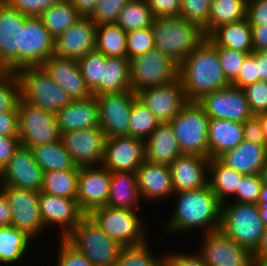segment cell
I'll list each match as a JSON object with an SVG mask.
<instances>
[{
    "label": "cell",
    "mask_w": 267,
    "mask_h": 266,
    "mask_svg": "<svg viewBox=\"0 0 267 266\" xmlns=\"http://www.w3.org/2000/svg\"><path fill=\"white\" fill-rule=\"evenodd\" d=\"M180 17L197 25L205 37L208 36V21L210 15V0H180Z\"/></svg>",
    "instance_id": "obj_46"
},
{
    "label": "cell",
    "mask_w": 267,
    "mask_h": 266,
    "mask_svg": "<svg viewBox=\"0 0 267 266\" xmlns=\"http://www.w3.org/2000/svg\"><path fill=\"white\" fill-rule=\"evenodd\" d=\"M28 18L0 0V71L21 68L22 29Z\"/></svg>",
    "instance_id": "obj_12"
},
{
    "label": "cell",
    "mask_w": 267,
    "mask_h": 266,
    "mask_svg": "<svg viewBox=\"0 0 267 266\" xmlns=\"http://www.w3.org/2000/svg\"><path fill=\"white\" fill-rule=\"evenodd\" d=\"M39 210L45 228L51 229L54 225L60 229L59 238H65L84 216L77 199L53 196L44 192H39Z\"/></svg>",
    "instance_id": "obj_21"
},
{
    "label": "cell",
    "mask_w": 267,
    "mask_h": 266,
    "mask_svg": "<svg viewBox=\"0 0 267 266\" xmlns=\"http://www.w3.org/2000/svg\"><path fill=\"white\" fill-rule=\"evenodd\" d=\"M260 175H261L262 183L267 184V161L262 167Z\"/></svg>",
    "instance_id": "obj_70"
},
{
    "label": "cell",
    "mask_w": 267,
    "mask_h": 266,
    "mask_svg": "<svg viewBox=\"0 0 267 266\" xmlns=\"http://www.w3.org/2000/svg\"><path fill=\"white\" fill-rule=\"evenodd\" d=\"M95 49L106 57L127 58L126 31L116 23L97 25Z\"/></svg>",
    "instance_id": "obj_38"
},
{
    "label": "cell",
    "mask_w": 267,
    "mask_h": 266,
    "mask_svg": "<svg viewBox=\"0 0 267 266\" xmlns=\"http://www.w3.org/2000/svg\"><path fill=\"white\" fill-rule=\"evenodd\" d=\"M43 169L34 159L31 149L20 145L0 172V184L41 191Z\"/></svg>",
    "instance_id": "obj_20"
},
{
    "label": "cell",
    "mask_w": 267,
    "mask_h": 266,
    "mask_svg": "<svg viewBox=\"0 0 267 266\" xmlns=\"http://www.w3.org/2000/svg\"><path fill=\"white\" fill-rule=\"evenodd\" d=\"M129 0H99L90 19L96 24L116 23L119 13Z\"/></svg>",
    "instance_id": "obj_50"
},
{
    "label": "cell",
    "mask_w": 267,
    "mask_h": 266,
    "mask_svg": "<svg viewBox=\"0 0 267 266\" xmlns=\"http://www.w3.org/2000/svg\"><path fill=\"white\" fill-rule=\"evenodd\" d=\"M82 16L71 4L70 0H62L46 8L39 18L51 36L56 39Z\"/></svg>",
    "instance_id": "obj_37"
},
{
    "label": "cell",
    "mask_w": 267,
    "mask_h": 266,
    "mask_svg": "<svg viewBox=\"0 0 267 266\" xmlns=\"http://www.w3.org/2000/svg\"><path fill=\"white\" fill-rule=\"evenodd\" d=\"M0 191L10 206V225L23 230L33 239L47 230L40 216L39 192L6 184H0Z\"/></svg>",
    "instance_id": "obj_11"
},
{
    "label": "cell",
    "mask_w": 267,
    "mask_h": 266,
    "mask_svg": "<svg viewBox=\"0 0 267 266\" xmlns=\"http://www.w3.org/2000/svg\"><path fill=\"white\" fill-rule=\"evenodd\" d=\"M79 169L44 172L40 192L49 195L77 199Z\"/></svg>",
    "instance_id": "obj_39"
},
{
    "label": "cell",
    "mask_w": 267,
    "mask_h": 266,
    "mask_svg": "<svg viewBox=\"0 0 267 266\" xmlns=\"http://www.w3.org/2000/svg\"><path fill=\"white\" fill-rule=\"evenodd\" d=\"M214 46H224L244 53H252L251 25L247 18L215 28L206 37Z\"/></svg>",
    "instance_id": "obj_32"
},
{
    "label": "cell",
    "mask_w": 267,
    "mask_h": 266,
    "mask_svg": "<svg viewBox=\"0 0 267 266\" xmlns=\"http://www.w3.org/2000/svg\"><path fill=\"white\" fill-rule=\"evenodd\" d=\"M257 76L267 82V51H256Z\"/></svg>",
    "instance_id": "obj_63"
},
{
    "label": "cell",
    "mask_w": 267,
    "mask_h": 266,
    "mask_svg": "<svg viewBox=\"0 0 267 266\" xmlns=\"http://www.w3.org/2000/svg\"><path fill=\"white\" fill-rule=\"evenodd\" d=\"M154 17H180V0H145Z\"/></svg>",
    "instance_id": "obj_56"
},
{
    "label": "cell",
    "mask_w": 267,
    "mask_h": 266,
    "mask_svg": "<svg viewBox=\"0 0 267 266\" xmlns=\"http://www.w3.org/2000/svg\"><path fill=\"white\" fill-rule=\"evenodd\" d=\"M136 176L141 199L159 201L175 193L168 165L145 161L136 170Z\"/></svg>",
    "instance_id": "obj_26"
},
{
    "label": "cell",
    "mask_w": 267,
    "mask_h": 266,
    "mask_svg": "<svg viewBox=\"0 0 267 266\" xmlns=\"http://www.w3.org/2000/svg\"><path fill=\"white\" fill-rule=\"evenodd\" d=\"M151 27L155 49L178 64L206 38L197 25L182 17H154Z\"/></svg>",
    "instance_id": "obj_3"
},
{
    "label": "cell",
    "mask_w": 267,
    "mask_h": 266,
    "mask_svg": "<svg viewBox=\"0 0 267 266\" xmlns=\"http://www.w3.org/2000/svg\"><path fill=\"white\" fill-rule=\"evenodd\" d=\"M209 158L196 154H180L170 165L175 193L201 189L208 185Z\"/></svg>",
    "instance_id": "obj_25"
},
{
    "label": "cell",
    "mask_w": 267,
    "mask_h": 266,
    "mask_svg": "<svg viewBox=\"0 0 267 266\" xmlns=\"http://www.w3.org/2000/svg\"><path fill=\"white\" fill-rule=\"evenodd\" d=\"M141 195L134 172H111L107 206L139 211Z\"/></svg>",
    "instance_id": "obj_31"
},
{
    "label": "cell",
    "mask_w": 267,
    "mask_h": 266,
    "mask_svg": "<svg viewBox=\"0 0 267 266\" xmlns=\"http://www.w3.org/2000/svg\"><path fill=\"white\" fill-rule=\"evenodd\" d=\"M96 24L90 17H81L55 39L54 55L80 59L95 50Z\"/></svg>",
    "instance_id": "obj_23"
},
{
    "label": "cell",
    "mask_w": 267,
    "mask_h": 266,
    "mask_svg": "<svg viewBox=\"0 0 267 266\" xmlns=\"http://www.w3.org/2000/svg\"><path fill=\"white\" fill-rule=\"evenodd\" d=\"M126 48L128 60L155 49L152 27L126 32Z\"/></svg>",
    "instance_id": "obj_47"
},
{
    "label": "cell",
    "mask_w": 267,
    "mask_h": 266,
    "mask_svg": "<svg viewBox=\"0 0 267 266\" xmlns=\"http://www.w3.org/2000/svg\"><path fill=\"white\" fill-rule=\"evenodd\" d=\"M179 78L188 102H197L206 94L231 85L221 68L217 48L207 38L179 64Z\"/></svg>",
    "instance_id": "obj_2"
},
{
    "label": "cell",
    "mask_w": 267,
    "mask_h": 266,
    "mask_svg": "<svg viewBox=\"0 0 267 266\" xmlns=\"http://www.w3.org/2000/svg\"><path fill=\"white\" fill-rule=\"evenodd\" d=\"M148 242L122 247L113 266H164V255H153Z\"/></svg>",
    "instance_id": "obj_42"
},
{
    "label": "cell",
    "mask_w": 267,
    "mask_h": 266,
    "mask_svg": "<svg viewBox=\"0 0 267 266\" xmlns=\"http://www.w3.org/2000/svg\"><path fill=\"white\" fill-rule=\"evenodd\" d=\"M146 142L148 162L169 166L182 154L170 123H160Z\"/></svg>",
    "instance_id": "obj_30"
},
{
    "label": "cell",
    "mask_w": 267,
    "mask_h": 266,
    "mask_svg": "<svg viewBox=\"0 0 267 266\" xmlns=\"http://www.w3.org/2000/svg\"><path fill=\"white\" fill-rule=\"evenodd\" d=\"M19 137L0 136V172L20 146Z\"/></svg>",
    "instance_id": "obj_60"
},
{
    "label": "cell",
    "mask_w": 267,
    "mask_h": 266,
    "mask_svg": "<svg viewBox=\"0 0 267 266\" xmlns=\"http://www.w3.org/2000/svg\"><path fill=\"white\" fill-rule=\"evenodd\" d=\"M77 61L87 87L94 96H98L99 83L102 80V72L103 67L105 66L106 56L95 49Z\"/></svg>",
    "instance_id": "obj_44"
},
{
    "label": "cell",
    "mask_w": 267,
    "mask_h": 266,
    "mask_svg": "<svg viewBox=\"0 0 267 266\" xmlns=\"http://www.w3.org/2000/svg\"><path fill=\"white\" fill-rule=\"evenodd\" d=\"M169 252L164 254V266H208L198 250L197 253Z\"/></svg>",
    "instance_id": "obj_55"
},
{
    "label": "cell",
    "mask_w": 267,
    "mask_h": 266,
    "mask_svg": "<svg viewBox=\"0 0 267 266\" xmlns=\"http://www.w3.org/2000/svg\"><path fill=\"white\" fill-rule=\"evenodd\" d=\"M256 81H260V77L257 76L256 51H253L246 57L238 76L231 82V85L243 89Z\"/></svg>",
    "instance_id": "obj_54"
},
{
    "label": "cell",
    "mask_w": 267,
    "mask_h": 266,
    "mask_svg": "<svg viewBox=\"0 0 267 266\" xmlns=\"http://www.w3.org/2000/svg\"><path fill=\"white\" fill-rule=\"evenodd\" d=\"M247 0H214L211 2L208 35L217 27L246 18Z\"/></svg>",
    "instance_id": "obj_40"
},
{
    "label": "cell",
    "mask_w": 267,
    "mask_h": 266,
    "mask_svg": "<svg viewBox=\"0 0 267 266\" xmlns=\"http://www.w3.org/2000/svg\"><path fill=\"white\" fill-rule=\"evenodd\" d=\"M220 230L253 253L260 244L265 226L256 204L227 200L221 207Z\"/></svg>",
    "instance_id": "obj_4"
},
{
    "label": "cell",
    "mask_w": 267,
    "mask_h": 266,
    "mask_svg": "<svg viewBox=\"0 0 267 266\" xmlns=\"http://www.w3.org/2000/svg\"><path fill=\"white\" fill-rule=\"evenodd\" d=\"M224 165L243 175L260 174L267 161V145L242 141L218 158Z\"/></svg>",
    "instance_id": "obj_28"
},
{
    "label": "cell",
    "mask_w": 267,
    "mask_h": 266,
    "mask_svg": "<svg viewBox=\"0 0 267 266\" xmlns=\"http://www.w3.org/2000/svg\"><path fill=\"white\" fill-rule=\"evenodd\" d=\"M139 211L103 206L93 210L89 216L111 238L121 246H132L146 242L145 221Z\"/></svg>",
    "instance_id": "obj_7"
},
{
    "label": "cell",
    "mask_w": 267,
    "mask_h": 266,
    "mask_svg": "<svg viewBox=\"0 0 267 266\" xmlns=\"http://www.w3.org/2000/svg\"><path fill=\"white\" fill-rule=\"evenodd\" d=\"M11 8L28 17H39L48 7L62 0H3Z\"/></svg>",
    "instance_id": "obj_53"
},
{
    "label": "cell",
    "mask_w": 267,
    "mask_h": 266,
    "mask_svg": "<svg viewBox=\"0 0 267 266\" xmlns=\"http://www.w3.org/2000/svg\"><path fill=\"white\" fill-rule=\"evenodd\" d=\"M60 140L77 167L102 164L106 135L100 128L64 132L61 133Z\"/></svg>",
    "instance_id": "obj_17"
},
{
    "label": "cell",
    "mask_w": 267,
    "mask_h": 266,
    "mask_svg": "<svg viewBox=\"0 0 267 266\" xmlns=\"http://www.w3.org/2000/svg\"><path fill=\"white\" fill-rule=\"evenodd\" d=\"M34 159L44 172L79 169L61 140L31 148Z\"/></svg>",
    "instance_id": "obj_36"
},
{
    "label": "cell",
    "mask_w": 267,
    "mask_h": 266,
    "mask_svg": "<svg viewBox=\"0 0 267 266\" xmlns=\"http://www.w3.org/2000/svg\"><path fill=\"white\" fill-rule=\"evenodd\" d=\"M179 78V64L153 49L130 60V86L134 93L170 84Z\"/></svg>",
    "instance_id": "obj_9"
},
{
    "label": "cell",
    "mask_w": 267,
    "mask_h": 266,
    "mask_svg": "<svg viewBox=\"0 0 267 266\" xmlns=\"http://www.w3.org/2000/svg\"><path fill=\"white\" fill-rule=\"evenodd\" d=\"M131 90L130 60L120 57H106L99 95L121 93Z\"/></svg>",
    "instance_id": "obj_34"
},
{
    "label": "cell",
    "mask_w": 267,
    "mask_h": 266,
    "mask_svg": "<svg viewBox=\"0 0 267 266\" xmlns=\"http://www.w3.org/2000/svg\"><path fill=\"white\" fill-rule=\"evenodd\" d=\"M199 254L208 266H253V255L220 229L204 233Z\"/></svg>",
    "instance_id": "obj_14"
},
{
    "label": "cell",
    "mask_w": 267,
    "mask_h": 266,
    "mask_svg": "<svg viewBox=\"0 0 267 266\" xmlns=\"http://www.w3.org/2000/svg\"><path fill=\"white\" fill-rule=\"evenodd\" d=\"M257 205H267V184H262Z\"/></svg>",
    "instance_id": "obj_66"
},
{
    "label": "cell",
    "mask_w": 267,
    "mask_h": 266,
    "mask_svg": "<svg viewBox=\"0 0 267 266\" xmlns=\"http://www.w3.org/2000/svg\"><path fill=\"white\" fill-rule=\"evenodd\" d=\"M197 103L210 119L244 123L254 116L244 90L233 85L206 94Z\"/></svg>",
    "instance_id": "obj_15"
},
{
    "label": "cell",
    "mask_w": 267,
    "mask_h": 266,
    "mask_svg": "<svg viewBox=\"0 0 267 266\" xmlns=\"http://www.w3.org/2000/svg\"><path fill=\"white\" fill-rule=\"evenodd\" d=\"M209 120L197 102H188L169 122L182 154L208 157Z\"/></svg>",
    "instance_id": "obj_8"
},
{
    "label": "cell",
    "mask_w": 267,
    "mask_h": 266,
    "mask_svg": "<svg viewBox=\"0 0 267 266\" xmlns=\"http://www.w3.org/2000/svg\"><path fill=\"white\" fill-rule=\"evenodd\" d=\"M172 197L176 205L173 215L162 228L163 232L166 230L165 234L186 233L197 228L203 229L204 234L220 229L222 204L209 185L177 192Z\"/></svg>",
    "instance_id": "obj_1"
},
{
    "label": "cell",
    "mask_w": 267,
    "mask_h": 266,
    "mask_svg": "<svg viewBox=\"0 0 267 266\" xmlns=\"http://www.w3.org/2000/svg\"><path fill=\"white\" fill-rule=\"evenodd\" d=\"M55 39L39 17H29L22 29L21 68L41 66L54 55Z\"/></svg>",
    "instance_id": "obj_22"
},
{
    "label": "cell",
    "mask_w": 267,
    "mask_h": 266,
    "mask_svg": "<svg viewBox=\"0 0 267 266\" xmlns=\"http://www.w3.org/2000/svg\"><path fill=\"white\" fill-rule=\"evenodd\" d=\"M99 0H70L74 8L83 17H90L96 9Z\"/></svg>",
    "instance_id": "obj_62"
},
{
    "label": "cell",
    "mask_w": 267,
    "mask_h": 266,
    "mask_svg": "<svg viewBox=\"0 0 267 266\" xmlns=\"http://www.w3.org/2000/svg\"><path fill=\"white\" fill-rule=\"evenodd\" d=\"M138 99L150 109L160 123H169L188 103L181 79L137 93Z\"/></svg>",
    "instance_id": "obj_19"
},
{
    "label": "cell",
    "mask_w": 267,
    "mask_h": 266,
    "mask_svg": "<svg viewBox=\"0 0 267 266\" xmlns=\"http://www.w3.org/2000/svg\"><path fill=\"white\" fill-rule=\"evenodd\" d=\"M262 179L260 174L244 175L232 202L258 204Z\"/></svg>",
    "instance_id": "obj_49"
},
{
    "label": "cell",
    "mask_w": 267,
    "mask_h": 266,
    "mask_svg": "<svg viewBox=\"0 0 267 266\" xmlns=\"http://www.w3.org/2000/svg\"><path fill=\"white\" fill-rule=\"evenodd\" d=\"M243 133L244 141L267 145V140L262 130L260 120L257 116H253L243 123Z\"/></svg>",
    "instance_id": "obj_58"
},
{
    "label": "cell",
    "mask_w": 267,
    "mask_h": 266,
    "mask_svg": "<svg viewBox=\"0 0 267 266\" xmlns=\"http://www.w3.org/2000/svg\"><path fill=\"white\" fill-rule=\"evenodd\" d=\"M253 266H267V257H253Z\"/></svg>",
    "instance_id": "obj_69"
},
{
    "label": "cell",
    "mask_w": 267,
    "mask_h": 266,
    "mask_svg": "<svg viewBox=\"0 0 267 266\" xmlns=\"http://www.w3.org/2000/svg\"><path fill=\"white\" fill-rule=\"evenodd\" d=\"M21 87V100L57 114L73 100L41 66L22 67L16 71Z\"/></svg>",
    "instance_id": "obj_5"
},
{
    "label": "cell",
    "mask_w": 267,
    "mask_h": 266,
    "mask_svg": "<svg viewBox=\"0 0 267 266\" xmlns=\"http://www.w3.org/2000/svg\"><path fill=\"white\" fill-rule=\"evenodd\" d=\"M244 175L224 165L218 158L208 163V185L221 204L226 203L228 196H235Z\"/></svg>",
    "instance_id": "obj_33"
},
{
    "label": "cell",
    "mask_w": 267,
    "mask_h": 266,
    "mask_svg": "<svg viewBox=\"0 0 267 266\" xmlns=\"http://www.w3.org/2000/svg\"><path fill=\"white\" fill-rule=\"evenodd\" d=\"M20 144L29 149L60 140L56 114L27 104H18Z\"/></svg>",
    "instance_id": "obj_10"
},
{
    "label": "cell",
    "mask_w": 267,
    "mask_h": 266,
    "mask_svg": "<svg viewBox=\"0 0 267 266\" xmlns=\"http://www.w3.org/2000/svg\"><path fill=\"white\" fill-rule=\"evenodd\" d=\"M0 136L19 137L18 111L0 112Z\"/></svg>",
    "instance_id": "obj_59"
},
{
    "label": "cell",
    "mask_w": 267,
    "mask_h": 266,
    "mask_svg": "<svg viewBox=\"0 0 267 266\" xmlns=\"http://www.w3.org/2000/svg\"><path fill=\"white\" fill-rule=\"evenodd\" d=\"M243 123L210 119L208 126V158H219L243 141Z\"/></svg>",
    "instance_id": "obj_29"
},
{
    "label": "cell",
    "mask_w": 267,
    "mask_h": 266,
    "mask_svg": "<svg viewBox=\"0 0 267 266\" xmlns=\"http://www.w3.org/2000/svg\"><path fill=\"white\" fill-rule=\"evenodd\" d=\"M137 98L132 90L96 96L99 128L106 138L129 136L131 110Z\"/></svg>",
    "instance_id": "obj_13"
},
{
    "label": "cell",
    "mask_w": 267,
    "mask_h": 266,
    "mask_svg": "<svg viewBox=\"0 0 267 266\" xmlns=\"http://www.w3.org/2000/svg\"><path fill=\"white\" fill-rule=\"evenodd\" d=\"M21 87L16 72L0 71V112L17 111Z\"/></svg>",
    "instance_id": "obj_45"
},
{
    "label": "cell",
    "mask_w": 267,
    "mask_h": 266,
    "mask_svg": "<svg viewBox=\"0 0 267 266\" xmlns=\"http://www.w3.org/2000/svg\"><path fill=\"white\" fill-rule=\"evenodd\" d=\"M33 238L12 225L0 227V265L17 264L30 249Z\"/></svg>",
    "instance_id": "obj_35"
},
{
    "label": "cell",
    "mask_w": 267,
    "mask_h": 266,
    "mask_svg": "<svg viewBox=\"0 0 267 266\" xmlns=\"http://www.w3.org/2000/svg\"><path fill=\"white\" fill-rule=\"evenodd\" d=\"M257 117L260 120L262 130H263L265 138L267 140V112L261 113V114L257 115Z\"/></svg>",
    "instance_id": "obj_67"
},
{
    "label": "cell",
    "mask_w": 267,
    "mask_h": 266,
    "mask_svg": "<svg viewBox=\"0 0 267 266\" xmlns=\"http://www.w3.org/2000/svg\"><path fill=\"white\" fill-rule=\"evenodd\" d=\"M159 124L150 109L137 98L131 110L129 136L146 140Z\"/></svg>",
    "instance_id": "obj_43"
},
{
    "label": "cell",
    "mask_w": 267,
    "mask_h": 266,
    "mask_svg": "<svg viewBox=\"0 0 267 266\" xmlns=\"http://www.w3.org/2000/svg\"><path fill=\"white\" fill-rule=\"evenodd\" d=\"M111 172L102 165L79 167L77 203L84 215L107 206Z\"/></svg>",
    "instance_id": "obj_18"
},
{
    "label": "cell",
    "mask_w": 267,
    "mask_h": 266,
    "mask_svg": "<svg viewBox=\"0 0 267 266\" xmlns=\"http://www.w3.org/2000/svg\"><path fill=\"white\" fill-rule=\"evenodd\" d=\"M253 51H267V24L251 25Z\"/></svg>",
    "instance_id": "obj_61"
},
{
    "label": "cell",
    "mask_w": 267,
    "mask_h": 266,
    "mask_svg": "<svg viewBox=\"0 0 267 266\" xmlns=\"http://www.w3.org/2000/svg\"><path fill=\"white\" fill-rule=\"evenodd\" d=\"M220 59L221 68L226 79L231 83L239 74L246 57L251 53L236 51L224 46H215Z\"/></svg>",
    "instance_id": "obj_48"
},
{
    "label": "cell",
    "mask_w": 267,
    "mask_h": 266,
    "mask_svg": "<svg viewBox=\"0 0 267 266\" xmlns=\"http://www.w3.org/2000/svg\"><path fill=\"white\" fill-rule=\"evenodd\" d=\"M10 220L11 210L9 203L4 194L0 191V227L9 226Z\"/></svg>",
    "instance_id": "obj_64"
},
{
    "label": "cell",
    "mask_w": 267,
    "mask_h": 266,
    "mask_svg": "<svg viewBox=\"0 0 267 266\" xmlns=\"http://www.w3.org/2000/svg\"><path fill=\"white\" fill-rule=\"evenodd\" d=\"M154 16L145 0H129L119 13L116 24L126 32L152 25Z\"/></svg>",
    "instance_id": "obj_41"
},
{
    "label": "cell",
    "mask_w": 267,
    "mask_h": 266,
    "mask_svg": "<svg viewBox=\"0 0 267 266\" xmlns=\"http://www.w3.org/2000/svg\"><path fill=\"white\" fill-rule=\"evenodd\" d=\"M260 213V218L265 227H267V205H257Z\"/></svg>",
    "instance_id": "obj_68"
},
{
    "label": "cell",
    "mask_w": 267,
    "mask_h": 266,
    "mask_svg": "<svg viewBox=\"0 0 267 266\" xmlns=\"http://www.w3.org/2000/svg\"><path fill=\"white\" fill-rule=\"evenodd\" d=\"M41 67L72 100L87 99L93 96L86 85L76 59L51 55Z\"/></svg>",
    "instance_id": "obj_24"
},
{
    "label": "cell",
    "mask_w": 267,
    "mask_h": 266,
    "mask_svg": "<svg viewBox=\"0 0 267 266\" xmlns=\"http://www.w3.org/2000/svg\"><path fill=\"white\" fill-rule=\"evenodd\" d=\"M246 18L250 25L267 24V0H247Z\"/></svg>",
    "instance_id": "obj_57"
},
{
    "label": "cell",
    "mask_w": 267,
    "mask_h": 266,
    "mask_svg": "<svg viewBox=\"0 0 267 266\" xmlns=\"http://www.w3.org/2000/svg\"><path fill=\"white\" fill-rule=\"evenodd\" d=\"M254 116L267 112V82L256 81L243 88Z\"/></svg>",
    "instance_id": "obj_51"
},
{
    "label": "cell",
    "mask_w": 267,
    "mask_h": 266,
    "mask_svg": "<svg viewBox=\"0 0 267 266\" xmlns=\"http://www.w3.org/2000/svg\"><path fill=\"white\" fill-rule=\"evenodd\" d=\"M252 255L253 257H267V227H265L264 234L258 248L252 253Z\"/></svg>",
    "instance_id": "obj_65"
},
{
    "label": "cell",
    "mask_w": 267,
    "mask_h": 266,
    "mask_svg": "<svg viewBox=\"0 0 267 266\" xmlns=\"http://www.w3.org/2000/svg\"><path fill=\"white\" fill-rule=\"evenodd\" d=\"M58 128L61 133L85 128H99V111L96 96L73 100L57 114Z\"/></svg>",
    "instance_id": "obj_27"
},
{
    "label": "cell",
    "mask_w": 267,
    "mask_h": 266,
    "mask_svg": "<svg viewBox=\"0 0 267 266\" xmlns=\"http://www.w3.org/2000/svg\"><path fill=\"white\" fill-rule=\"evenodd\" d=\"M147 161L146 140L132 136L106 138L102 166L110 172H134Z\"/></svg>",
    "instance_id": "obj_16"
},
{
    "label": "cell",
    "mask_w": 267,
    "mask_h": 266,
    "mask_svg": "<svg viewBox=\"0 0 267 266\" xmlns=\"http://www.w3.org/2000/svg\"><path fill=\"white\" fill-rule=\"evenodd\" d=\"M65 239L94 266H113L123 247L111 239L89 215H84Z\"/></svg>",
    "instance_id": "obj_6"
},
{
    "label": "cell",
    "mask_w": 267,
    "mask_h": 266,
    "mask_svg": "<svg viewBox=\"0 0 267 266\" xmlns=\"http://www.w3.org/2000/svg\"><path fill=\"white\" fill-rule=\"evenodd\" d=\"M60 245L56 266H94L79 250L65 238H59Z\"/></svg>",
    "instance_id": "obj_52"
}]
</instances>
